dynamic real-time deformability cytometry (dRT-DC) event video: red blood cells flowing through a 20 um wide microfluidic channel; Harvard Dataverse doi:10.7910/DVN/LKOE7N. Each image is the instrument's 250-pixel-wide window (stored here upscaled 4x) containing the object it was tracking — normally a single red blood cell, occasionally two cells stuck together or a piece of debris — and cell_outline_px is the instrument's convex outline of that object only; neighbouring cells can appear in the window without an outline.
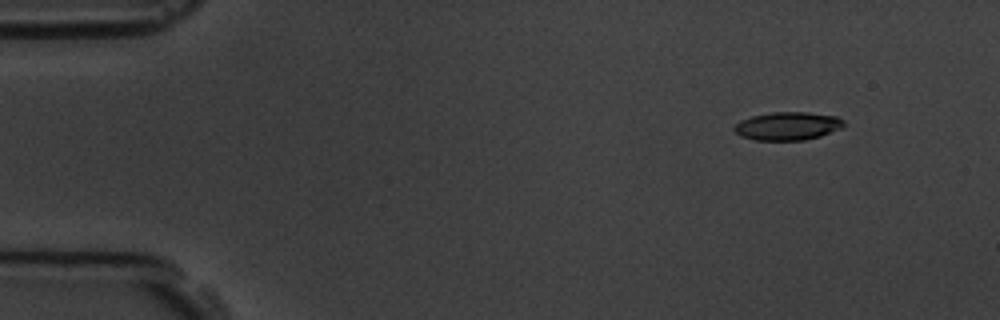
{"species": "common noctule bat (a hibernating species)", "species_latin": "Nyctalus noctula", "temperature_condition": "room temperature", "stored_images_in_passage": 5, "camera_frame_rate_fps": 3000, "um_per_image_px": 0.085, "animal": {"sex": "male", "body_mass_g": 19.5, "forearm_length_mm": 54.6}, "frame": {"image": 1, "passage_image": 2, "time_ms": 1.333, "image_size_px": [1000, 320], "cell_outline_px": [[844, 124], [840, 128], [820, 136], [804, 140], [756, 140], [740, 136], [732, 128], [740, 120], [752, 116], [772, 112], [808, 112], [836, 116], [844, 120]], "centroid_in_image_um": [66.93, 10.71], "position_along_channel_um": 18.1, "area_um2": 17.92}}
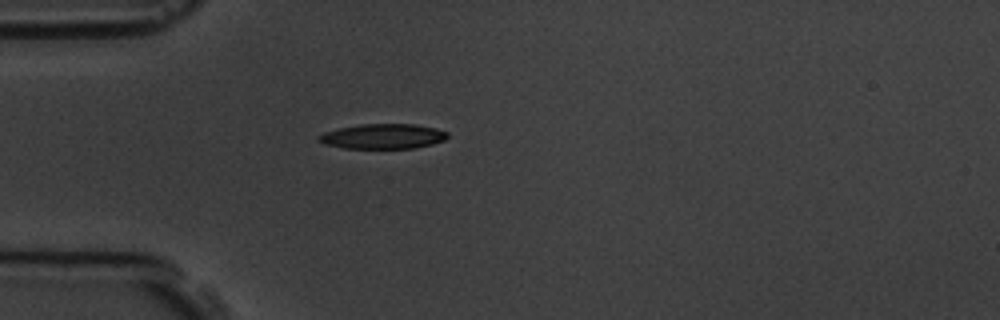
{"frame": {"image": 2, "passage_image": 5, "time_ms": 4.667, "image_size_px": [1000, 320], "cell_outline_px": [[448, 136], [444, 140], [432, 144], [416, 148], [344, 148], [324, 144], [316, 140], [316, 136], [324, 132], [340, 128], [360, 124], [416, 124], [448, 132]], "centroid_in_image_um": [32.51, 11.59], "position_along_channel_um": 52.5, "area_um2": 18.73}}